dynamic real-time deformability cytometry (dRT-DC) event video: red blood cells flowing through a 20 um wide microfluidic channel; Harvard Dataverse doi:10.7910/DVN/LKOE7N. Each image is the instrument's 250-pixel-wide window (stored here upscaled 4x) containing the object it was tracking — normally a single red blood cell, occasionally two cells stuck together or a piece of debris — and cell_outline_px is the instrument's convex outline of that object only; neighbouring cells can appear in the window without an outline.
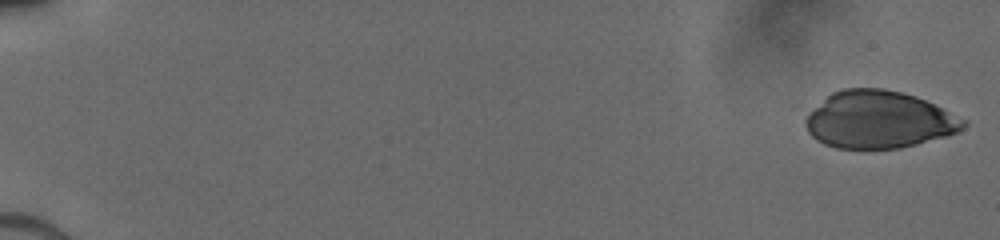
{"species": "human", "species_latin": "Homo sapiens", "temperature_condition": "cold", "stored_images_in_passage": 41, "camera_frame_rate_fps": 3000, "um_per_image_px": 0.085, "donor": {"sex": "male"}, "frame": {"image": 1, "passage_image": 1, "time_ms": 0.0, "image_size_px": [1000, 240], "cell_outline_px": [[968, 124], [964, 128], [948, 136], [900, 148], [836, 148], [824, 144], [816, 140], [808, 132], [804, 124], [804, 120], [832, 92], [844, 88], [884, 88], [916, 96], [968, 120]], "centroid_in_image_um": [74.74, 10.18], "position_along_channel_um": 10.3, "area_um2": 52.48}}
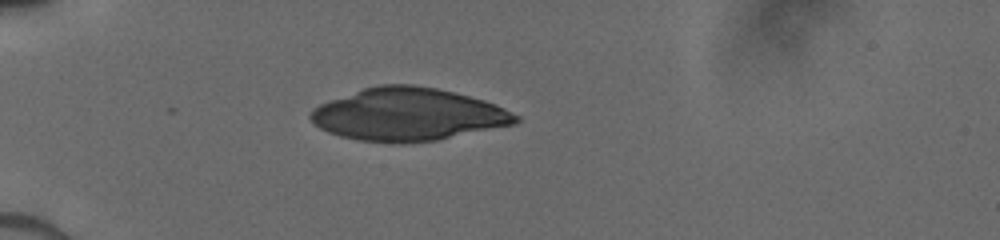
{"frame": {"image": 2, "passage_image": 28, "time_ms": 5.0, "image_size_px": [1000, 240], "cell_outline_px": [[520, 120], [516, 124], [436, 140], [404, 144], [392, 144], [360, 140], [340, 136], [328, 132], [320, 128], [308, 116], [312, 108], [320, 104], [364, 88], [380, 84], [412, 84], [436, 88], [484, 100], [504, 108], [520, 116]], "centroid_in_image_um": [34.69, 9.74], "position_along_channel_um": 50.3, "area_um2": 62.89}}